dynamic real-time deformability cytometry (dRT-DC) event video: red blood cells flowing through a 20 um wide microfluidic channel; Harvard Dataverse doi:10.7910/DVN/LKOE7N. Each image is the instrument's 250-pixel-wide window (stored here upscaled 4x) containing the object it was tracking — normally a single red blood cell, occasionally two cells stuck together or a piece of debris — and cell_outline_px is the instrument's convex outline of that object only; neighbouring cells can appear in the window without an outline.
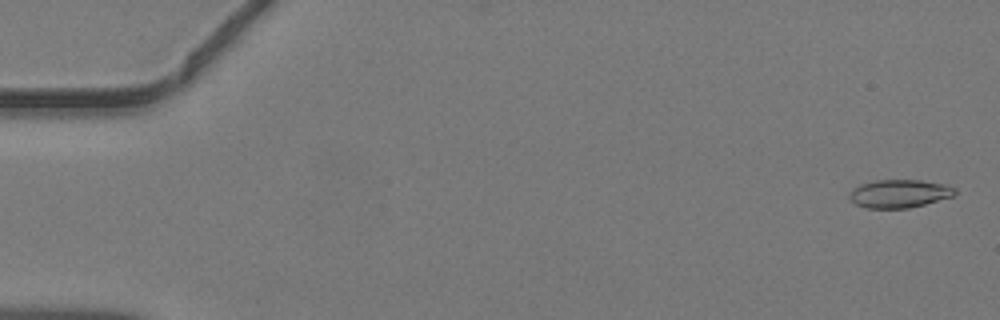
{"species": "common noctule bat (a hibernating species)", "species_latin": "Nyctalus noctula", "temperature_condition": "warm", "stored_images_in_passage": 47, "camera_frame_rate_fps": 3000, "um_per_image_px": 0.085, "animal": {"sex": "male", "body_mass_g": 19.2, "forearm_length_mm": 51.8}, "frame": {"image": 1, "passage_image": 2, "time_ms": 0.333, "image_size_px": [1000, 320], "cell_outline_px": [[956, 192], [952, 196], [924, 204], [908, 208], [864, 208], [856, 204], [848, 196], [848, 192], [852, 188], [860, 184], [876, 180], [920, 180], [948, 184], [956, 188]], "centroid_in_image_um": [76.42, 16.45], "position_along_channel_um": 8.6, "area_um2": 17.4}}
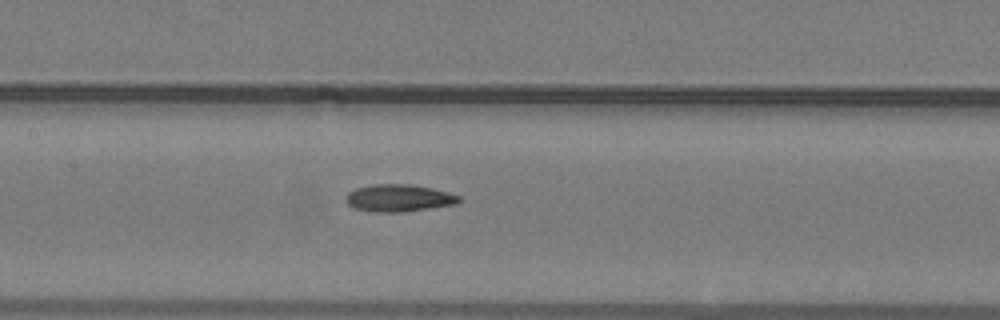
{"frame": {"image": 2, "passage_image": 23, "time_ms": 7.333, "image_size_px": [1000, 320], "cell_outline_px": [[460, 200], [456, 204], [400, 212], [372, 212], [356, 208], [348, 204], [344, 200], [344, 196], [348, 192], [356, 188], [376, 184], [408, 184], [432, 188], [448, 192], [460, 196]], "centroid_in_image_um": [33.86, 16.83], "position_along_channel_um": 173.5, "area_um2": 17.86}}
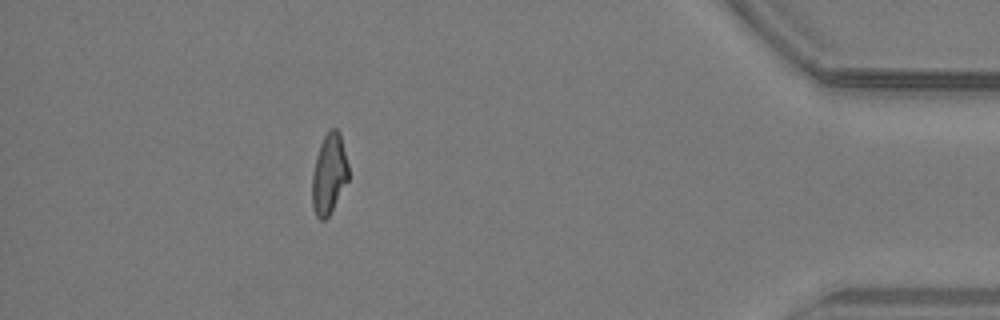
{"frame": {"image": 3, "passage_image": 42, "time_ms": 13.667, "image_size_px": [1000, 320], "cell_outline_px": [[348, 180], [328, 216], [324, 220], [320, 220], [316, 216], [312, 208], [312, 176], [316, 156], [320, 144], [328, 128], [336, 128], [340, 132], [348, 164]], "centroid_in_image_um": [27.96, 14.76], "position_along_channel_um": 407.2, "area_um2": 16.99}}